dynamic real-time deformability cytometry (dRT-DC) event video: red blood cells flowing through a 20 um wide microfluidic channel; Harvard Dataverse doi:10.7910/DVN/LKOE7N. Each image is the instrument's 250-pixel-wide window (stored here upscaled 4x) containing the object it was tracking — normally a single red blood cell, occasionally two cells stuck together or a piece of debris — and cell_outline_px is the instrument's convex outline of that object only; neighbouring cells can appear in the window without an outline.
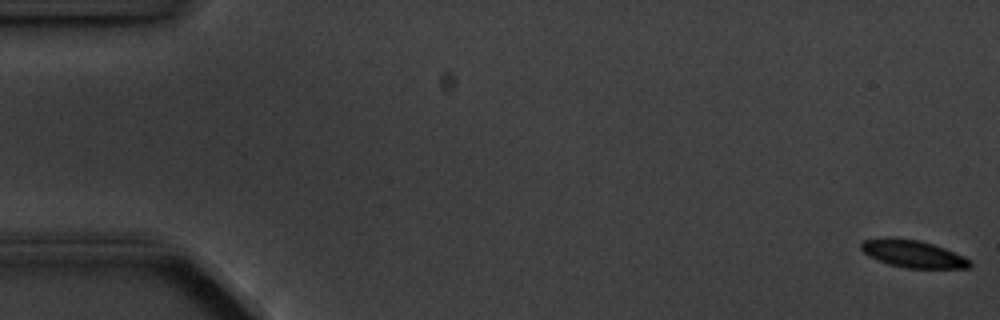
{"species": "common noctule bat (a hibernating species)", "species_latin": "Nyctalus noctula", "temperature_condition": "cold", "stored_images_in_passage": 15, "camera_frame_rate_fps": 3000, "um_per_image_px": 0.085, "animal": {"sex": "male", "body_mass_g": 20.1, "forearm_length_mm": 53.5}, "frame": {"image": 1, "passage_image": 1, "time_ms": 0.0, "image_size_px": [1000, 320], "cell_outline_px": [[972, 264], [968, 268], [908, 268], [888, 264], [868, 256], [860, 248], [860, 244], [864, 240], [888, 236], [896, 236], [920, 240], [944, 248], [964, 256], [972, 260]], "centroid_in_image_um": [77.58, 21.55], "position_along_channel_um": 7.4, "area_um2": 17.63}}
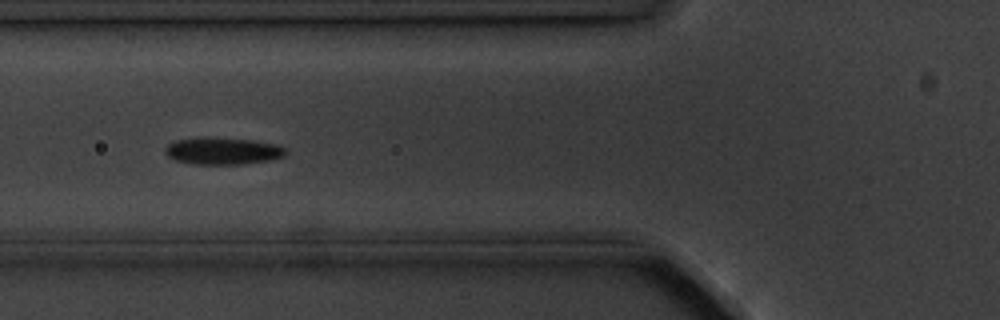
{"frame": {"image": 2, "passage_image": 6, "time_ms": 6.667, "image_size_px": [1000, 320], "cell_outline_px": [[288, 152], [284, 156], [268, 160], [244, 164], [196, 164], [176, 160], [168, 156], [164, 152], [164, 148], [168, 144], [176, 140], [196, 136], [208, 136], [252, 140], [280, 144]], "centroid_in_image_um": [18.92, 12.8], "position_along_channel_um": 106.9, "area_um2": 19.36}}
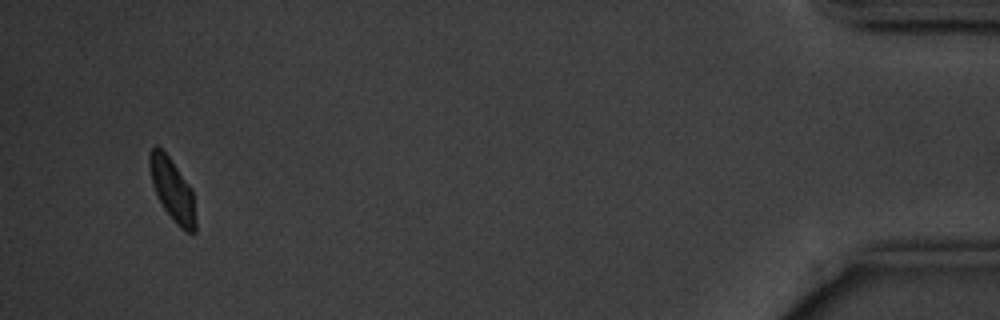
{"frame": {"image": 3, "passage_image": 15, "time_ms": 17.667, "image_size_px": [1000, 320], "cell_outline_px": [[196, 232], [188, 232], [180, 228], [176, 224], [164, 208], [152, 184], [148, 164], [148, 156], [152, 148], [156, 144], [168, 156], [192, 188], [196, 220]], "centroid_in_image_um": [14.65, 16.13], "position_along_channel_um": 420.5, "area_um2": 16.65}, "authors_computed_cell_mechanics": {"area_um2": 17.7446, "velocity_mm_per_s": 3.5585, "shape_relaxation_time_tau1_ms": 1.4422, "shape_relaxation_time_tau2_ms": 4.2533, "deformation_change_tau1": 0.0616, "deformation_change_tau2": 0.0657}}